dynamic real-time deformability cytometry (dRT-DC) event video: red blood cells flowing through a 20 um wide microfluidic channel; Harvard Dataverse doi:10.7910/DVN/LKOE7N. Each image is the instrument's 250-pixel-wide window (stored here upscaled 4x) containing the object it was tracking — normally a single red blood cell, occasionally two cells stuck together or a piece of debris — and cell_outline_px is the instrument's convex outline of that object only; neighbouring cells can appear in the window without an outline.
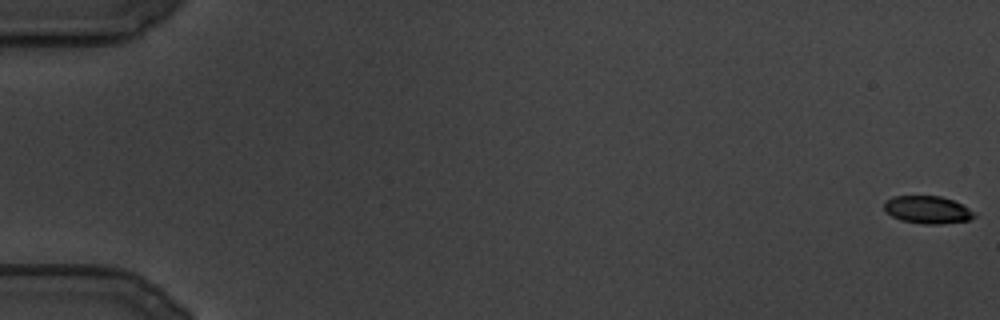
{"species": "common noctule bat (a hibernating species)", "species_latin": "Nyctalus noctula", "temperature_condition": "cold", "stored_images_in_passage": 122, "camera_frame_rate_fps": 3000, "um_per_image_px": 0.085, "animal": {"sex": "male", "body_mass_g": 19.5, "forearm_length_mm": 54.6}, "frame": {"image": 1, "passage_image": 1, "time_ms": 0.0, "image_size_px": [1000, 320], "cell_outline_px": [[976, 216], [968, 220], [940, 224], [924, 224], [900, 220], [884, 212], [884, 200], [892, 196], [940, 196], [952, 200], [976, 212]], "centroid_in_image_um": [78.8, 17.83], "position_along_channel_um": 6.2, "area_um2": 14.57}}
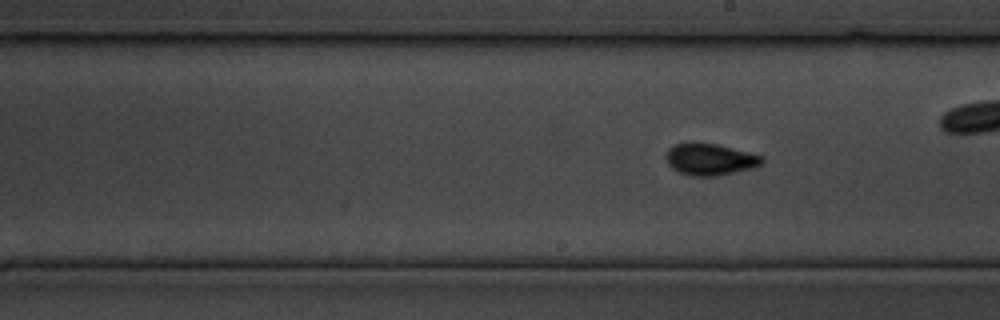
{"frame": {"image": 2, "passage_image": 69, "time_ms": 22.667, "image_size_px": [1000, 320], "cell_outline_px": [[764, 164], [752, 168], [716, 176], [692, 176], [676, 172], [668, 164], [664, 156], [668, 148], [676, 144], [688, 140], [692, 140], [716, 144], [764, 156]], "centroid_in_image_um": [60.3, 13.52], "position_along_channel_um": 228.7, "area_um2": 18.26}}
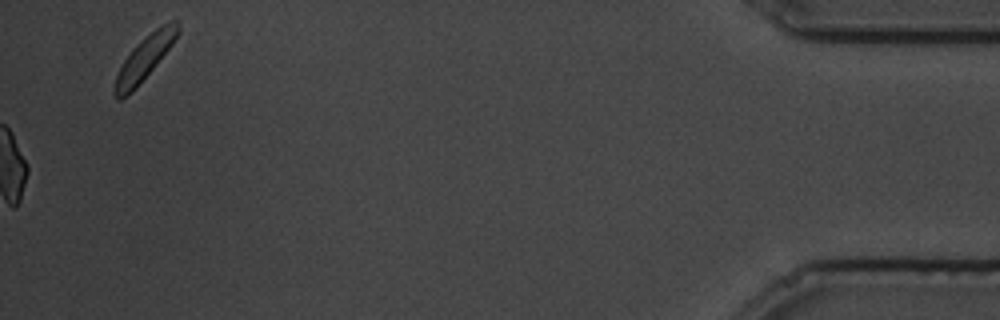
{"frame": {"image": 3, "passage_image": 122, "time_ms": 40.333, "image_size_px": [1000, 320], "cell_outline_px": [[180, 32], [172, 44], [132, 92], [120, 100], [116, 100], [112, 92], [112, 88], [116, 76], [124, 60], [132, 48], [140, 40], [156, 28], [168, 20], [176, 20], [180, 24]], "centroid_in_image_um": [12.26, 4.93], "position_along_channel_um": 422.9, "area_um2": 16.07}}